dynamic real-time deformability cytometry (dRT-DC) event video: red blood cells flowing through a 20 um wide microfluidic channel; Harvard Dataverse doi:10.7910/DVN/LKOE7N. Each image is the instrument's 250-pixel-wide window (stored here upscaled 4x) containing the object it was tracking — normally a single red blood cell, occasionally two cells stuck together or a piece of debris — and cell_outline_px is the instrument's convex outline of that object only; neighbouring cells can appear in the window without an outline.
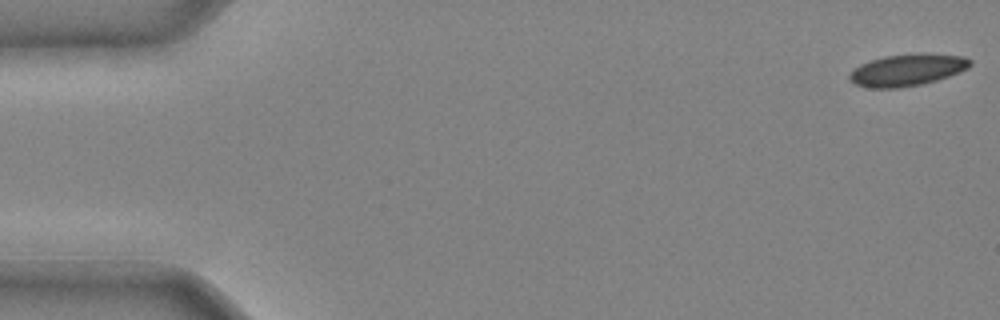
{"species": "common noctule bat (a hibernating species)", "species_latin": "Nyctalus noctula", "temperature_condition": "cold", "stored_images_in_passage": 40, "camera_frame_rate_fps": 3000, "um_per_image_px": 0.085, "animal": {"sex": "male", "body_mass_g": 20.4}, "frame": {"image": 1, "passage_image": 1, "time_ms": 0.0, "image_size_px": [1000, 320], "cell_outline_px": [[972, 64], [968, 68], [960, 72], [936, 80], [920, 84], [896, 88], [872, 88], [856, 84], [848, 80], [848, 76], [860, 64], [884, 56], [920, 52], [924, 52], [964, 56], [972, 60]], "centroid_in_image_um": [77.16, 5.92], "position_along_channel_um": 7.8, "area_um2": 22.48}}
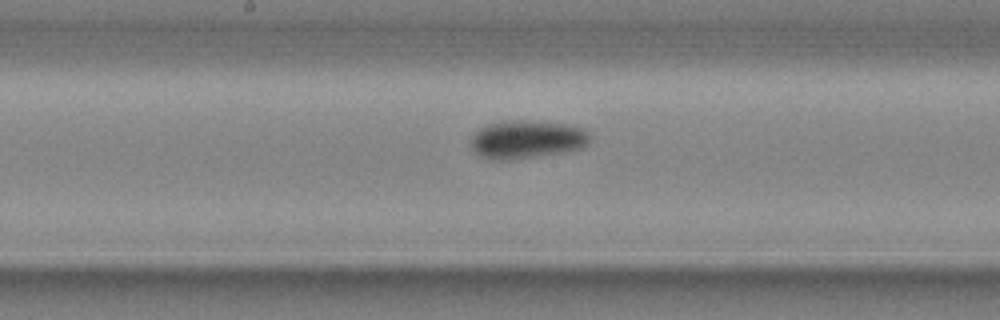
{"frame": {"image": 2, "passage_image": 23, "time_ms": 7.333, "image_size_px": [1000, 320], "cell_outline_px": [[588, 140], [580, 148], [560, 152], [504, 160], [496, 160], [480, 156], [472, 148], [472, 136], [480, 128], [488, 124], [512, 120], [516, 120], [564, 124], [580, 128], [588, 132]], "centroid_in_image_um": [44.72, 11.84], "position_along_channel_um": 203.5, "area_um2": 25.49}}
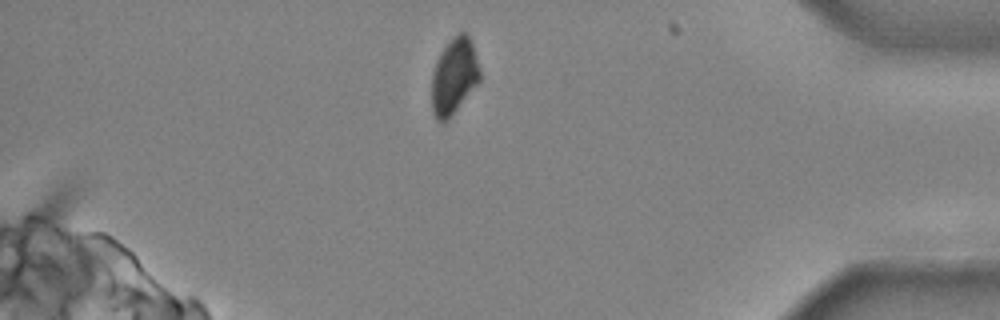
{"frame": {"image": 3, "passage_image": 38, "time_ms": 12.333, "image_size_px": [1000, 320], "cell_outline_px": [[480, 80], [452, 116], [444, 124], [440, 124], [436, 120], [432, 112], [432, 72], [436, 60], [440, 52], [452, 36], [460, 32], [464, 32], [468, 36], [472, 44], [480, 68]], "centroid_in_image_um": [38.57, 6.52], "position_along_channel_um": 396.6, "area_um2": 21.62}}